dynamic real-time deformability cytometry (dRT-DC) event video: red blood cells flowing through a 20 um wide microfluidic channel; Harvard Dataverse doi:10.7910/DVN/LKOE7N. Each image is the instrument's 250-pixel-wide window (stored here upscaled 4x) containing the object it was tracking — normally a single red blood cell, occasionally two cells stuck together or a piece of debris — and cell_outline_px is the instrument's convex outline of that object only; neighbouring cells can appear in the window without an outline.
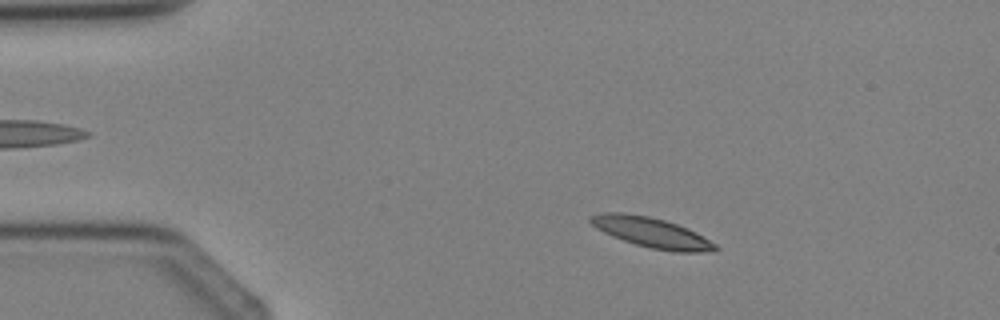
{"species": "Egyptian fruit bat (a non-hibernating species)", "species_latin": "Rousettus aegyptiacus", "temperature_condition": "cold", "stored_images_in_passage": 2, "camera_frame_rate_fps": 3000, "um_per_image_px": 0.085, "animal": {"sex": "female"}, "frame": {"image": 1, "passage_image": 1, "time_ms": 0.0, "image_size_px": [1000, 320], "cell_outline_px": [[720, 248], [716, 252], [676, 252], [652, 248], [636, 244], [612, 236], [596, 228], [588, 220], [588, 216], [600, 212], [624, 212], [648, 216], [664, 220], [688, 228], [696, 232], [716, 244]], "centroid_in_image_um": [55.39, 19.76], "position_along_channel_um": 29.6, "area_um2": 21.96}}